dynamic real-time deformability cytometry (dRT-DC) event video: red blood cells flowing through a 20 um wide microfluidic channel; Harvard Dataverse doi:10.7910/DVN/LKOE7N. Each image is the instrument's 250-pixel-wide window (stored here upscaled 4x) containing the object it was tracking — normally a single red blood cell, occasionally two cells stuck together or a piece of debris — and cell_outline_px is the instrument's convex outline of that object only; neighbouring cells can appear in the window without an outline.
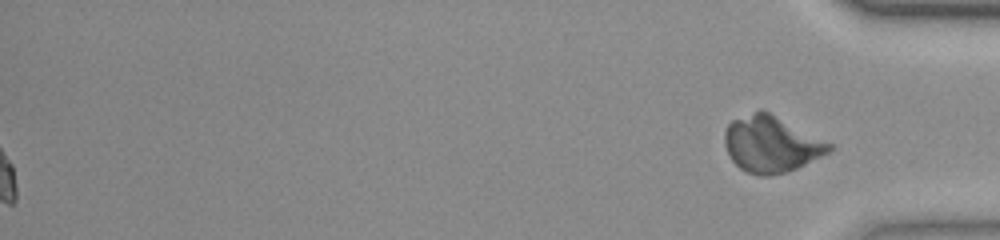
{"species": "common noctule bat (a hibernating species)", "species_latin": "Nyctalus noctula", "temperature_condition": "room temperature", "stored_images_in_passage": 52, "segment_of_instrument_passage": [2, 2], "camera_frame_rate_fps": 3000, "um_per_image_px": 0.085, "animal": {"sex": "female", "body_mass_g": 23.0, "forearm_length_mm": 53.4}, "frame": {"image": 1, "passage_image": 52, "time_ms": 17.0, "image_size_px": [1000, 240], "cell_outline_px": [[832, 148], [828, 152], [796, 168], [784, 172], [768, 176], [760, 176], [744, 172], [728, 156], [724, 144], [724, 132], [728, 124], [732, 120], [760, 108], [832, 144]], "centroid_in_image_um": [65.47, 12.25], "position_along_channel_um": 369.7, "area_um2": 33.93}}